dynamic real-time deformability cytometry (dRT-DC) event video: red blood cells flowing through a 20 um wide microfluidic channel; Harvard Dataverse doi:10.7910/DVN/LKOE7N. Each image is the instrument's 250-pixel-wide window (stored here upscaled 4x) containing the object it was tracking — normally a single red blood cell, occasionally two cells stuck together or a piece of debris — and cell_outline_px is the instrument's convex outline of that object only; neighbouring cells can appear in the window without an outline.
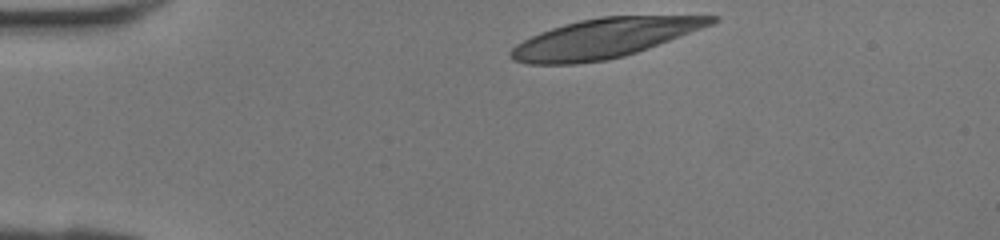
{"species": "human", "species_latin": "Homo sapiens", "temperature_condition": "room temperature", "stored_images_in_passage": 29, "camera_frame_rate_fps": 3000, "um_per_image_px": 0.085, "donor": {"sex": "female"}, "frame": {"image": 1, "passage_image": 1, "time_ms": 0.0, "image_size_px": [1000, 240], "cell_outline_px": [[720, 20], [712, 24], [648, 48], [624, 56], [608, 60], [576, 64], [528, 64], [512, 60], [508, 56], [508, 52], [516, 44], [540, 32], [564, 24], [580, 20], [600, 16], [720, 16]], "centroid_in_image_um": [51.31, 3.26], "position_along_channel_um": 33.7, "area_um2": 45.78}}
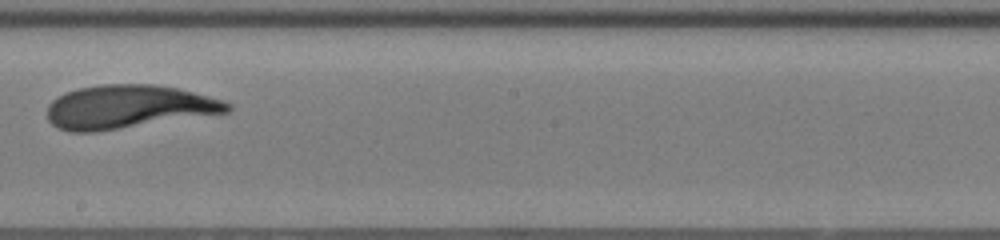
{"frame": {"image": 2, "passage_image": 17, "time_ms": 5.333, "image_size_px": [1000, 240], "cell_outline_px": [[232, 108], [228, 112], [96, 132], [68, 132], [52, 124], [48, 120], [48, 104], [52, 100], [64, 92], [80, 88], [100, 84], [156, 84], [176, 88], [192, 92], [220, 100], [232, 104]], "centroid_in_image_um": [10.86, 9.08], "position_along_channel_um": 237.3, "area_um2": 45.37}}
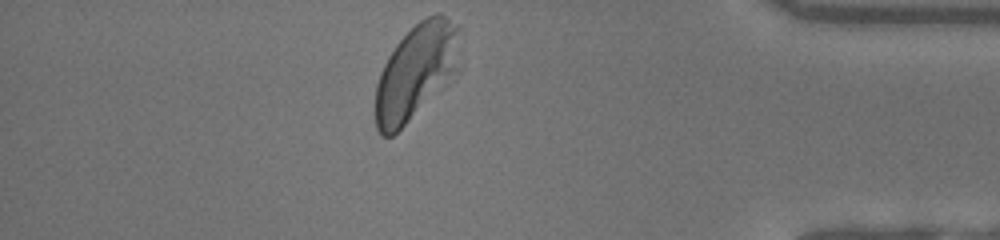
{"frame": {"image": 3, "passage_image": 29, "time_ms": 9.333, "image_size_px": [1000, 240], "cell_outline_px": [[460, 28], [452, 72], [408, 120], [392, 136], [380, 136], [376, 128], [376, 84], [380, 72], [388, 56], [396, 44], [420, 20], [436, 12], [440, 12], [460, 24]], "centroid_in_image_um": [35.27, 6.02], "position_along_channel_um": 399.9, "area_um2": 44.62}}